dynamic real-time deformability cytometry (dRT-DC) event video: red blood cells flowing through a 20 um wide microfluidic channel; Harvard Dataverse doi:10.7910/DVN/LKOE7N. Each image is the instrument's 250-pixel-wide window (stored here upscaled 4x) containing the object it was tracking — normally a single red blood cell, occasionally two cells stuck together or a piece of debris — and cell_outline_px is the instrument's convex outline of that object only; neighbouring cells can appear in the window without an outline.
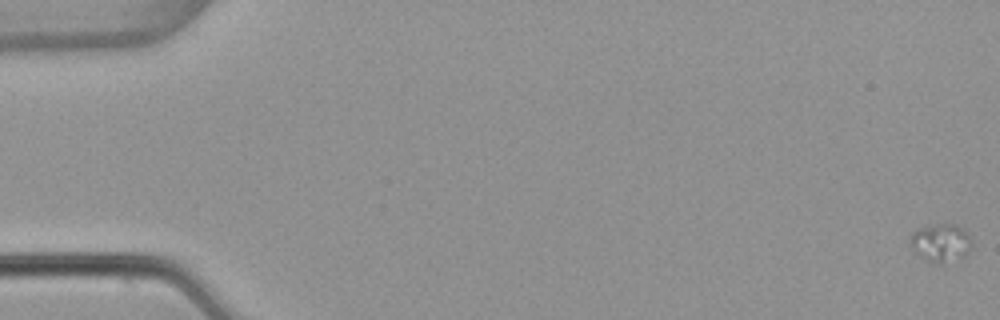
{"species": "common noctule bat (a hibernating species)", "species_latin": "Nyctalus noctula", "temperature_condition": "warm", "stored_images_in_passage": 40, "camera_frame_rate_fps": 3000, "um_per_image_px": 0.085, "animal": {"sex": "female", "body_mass_g": 22.7, "forearm_length_mm": 54.2}, "frame": {"image": 1, "passage_image": 1, "time_ms": 0.0, "image_size_px": [1000, 320], "cell_outline_px": [[972, 248], [964, 256], [940, 264], [936, 264], [928, 260], [916, 252], [912, 248], [908, 240], [912, 232], [920, 228], [936, 224], [956, 224], [972, 240]], "centroid_in_image_um": [79.96, 20.63], "position_along_channel_um": 5.0, "area_um2": 13.47}}
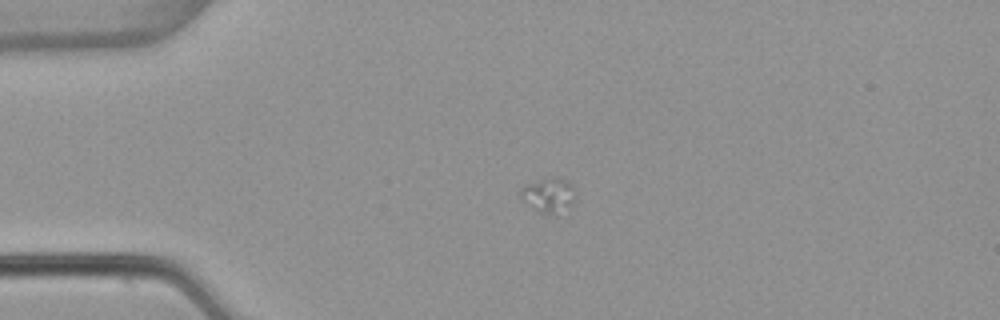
{"frame": {"image": 2, "passage_image": 14, "time_ms": 4.333, "image_size_px": [1000, 320], "cell_outline_px": [[576, 188], [572, 204], [548, 212], [540, 212], [524, 200], [520, 196], [520, 188], [524, 184], [552, 176], [560, 176], [572, 184]], "centroid_in_image_um": [46.62, 16.46], "position_along_channel_um": 38.4, "area_um2": 10.58}}